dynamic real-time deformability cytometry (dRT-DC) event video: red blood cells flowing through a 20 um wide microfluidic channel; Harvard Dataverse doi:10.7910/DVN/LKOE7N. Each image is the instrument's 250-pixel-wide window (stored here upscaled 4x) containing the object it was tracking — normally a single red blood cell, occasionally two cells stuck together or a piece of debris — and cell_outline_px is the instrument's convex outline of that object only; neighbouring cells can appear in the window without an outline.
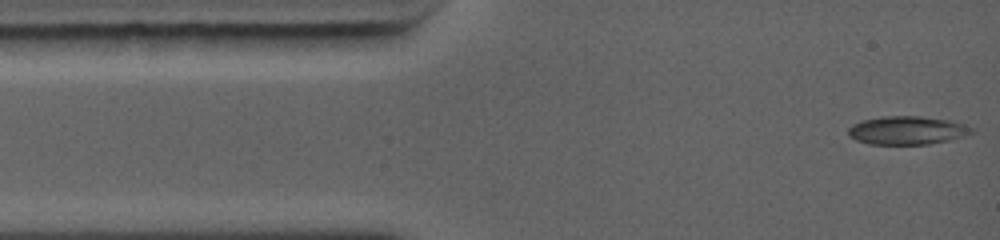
{"species": "common noctule bat (a hibernating species)", "species_latin": "Nyctalus noctula", "temperature_condition": "warm", "stored_images_in_passage": 47, "camera_frame_rate_fps": 5000, "um_per_image_px": 0.085, "animal": {"sex": "female", "body_mass_g": 19.0, "forearm_length_mm": 56.7}, "frame": {"image": 1, "passage_image": 1, "time_ms": 0.0, "image_size_px": [1000, 240], "cell_outline_px": [[972, 132], [948, 140], [928, 144], [868, 144], [856, 140], [848, 136], [848, 128], [852, 124], [860, 120], [880, 116], [920, 116], [948, 120], [964, 124], [972, 128]], "centroid_in_image_um": [77.01, 11.07], "position_along_channel_um": 8.0, "area_um2": 20.29}}
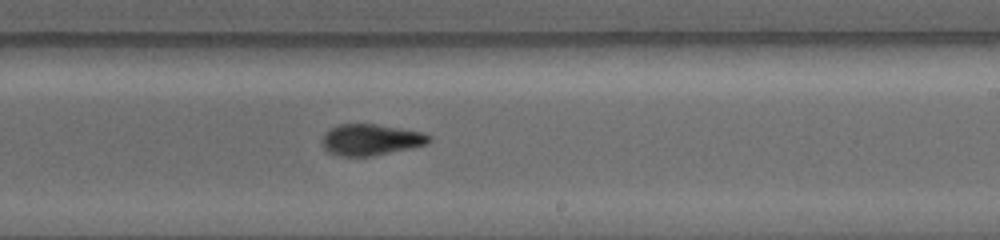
{"frame": {"image": 2, "passage_image": 21, "time_ms": 7.0, "image_size_px": [1000, 240], "cell_outline_px": [[432, 140], [428, 144], [412, 148], [372, 156], [336, 156], [328, 152], [320, 144], [320, 140], [324, 132], [340, 124], [376, 124], [424, 132], [432, 136]], "centroid_in_image_um": [31.51, 11.88], "position_along_channel_um": 257.5, "area_um2": 19.83}}
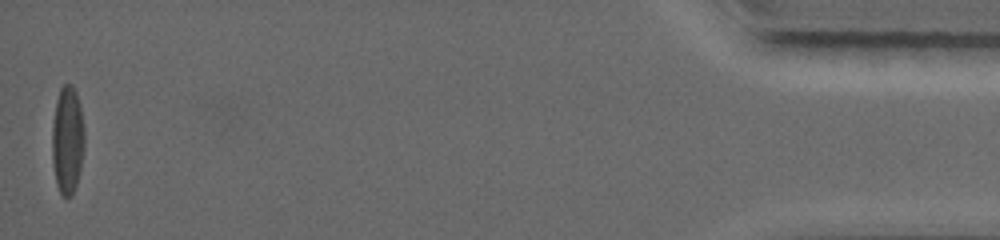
{"frame": {"image": 3, "passage_image": 47, "time_ms": 13.8, "image_size_px": [1000, 240], "cell_outline_px": [[84, 148], [80, 168], [76, 184], [72, 196], [64, 196], [60, 192], [56, 184], [52, 164], [52, 124], [56, 100], [60, 88], [64, 84], [72, 84], [76, 92], [80, 104], [84, 132]], "centroid_in_image_um": [5.72, 11.88], "position_along_channel_um": 429.5, "area_um2": 20.46}, "authors_computed_cell_mechanics": {"area_um2": 19.7098, "velocity_mm_per_s": 4.4919, "shape_relaxation_time_tau1_ms": 3.4508, "shape_relaxation_time_tau2_ms": 5.5425, "deformation_change_tau1": 0.1372, "deformation_change_tau2": 0.1258}}